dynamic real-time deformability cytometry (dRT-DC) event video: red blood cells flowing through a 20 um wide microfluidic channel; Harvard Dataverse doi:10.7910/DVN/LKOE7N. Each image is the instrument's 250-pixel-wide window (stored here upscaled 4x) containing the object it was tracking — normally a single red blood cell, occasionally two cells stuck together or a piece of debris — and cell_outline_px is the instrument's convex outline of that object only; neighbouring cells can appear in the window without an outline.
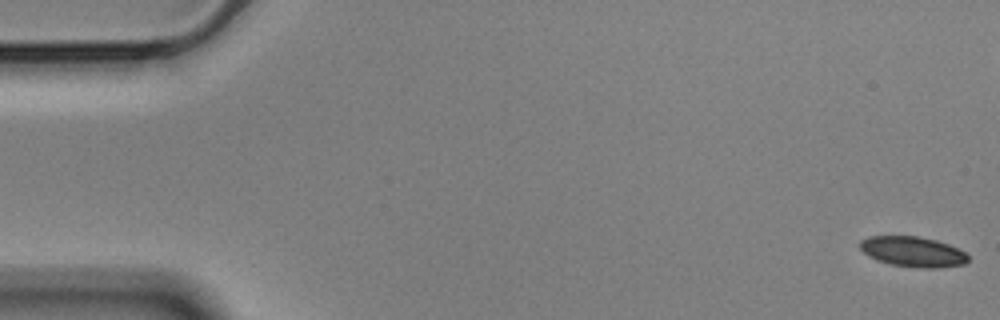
{"species": "Egyptian fruit bat (a non-hibernating species)", "species_latin": "Rousettus aegyptiacus", "temperature_condition": "cold", "stored_images_in_passage": 10, "camera_frame_rate_fps": 3000, "um_per_image_px": 0.085, "animal": {"sex": "male"}, "frame": {"image": 1, "passage_image": 1, "time_ms": 0.0, "image_size_px": [1000, 320], "cell_outline_px": [[968, 260], [964, 264], [936, 268], [924, 268], [892, 264], [880, 260], [864, 252], [860, 248], [860, 240], [868, 236], [916, 236], [936, 240], [948, 244], [964, 252], [968, 256]], "centroid_in_image_um": [77.6, 21.38], "position_along_channel_um": 7.4, "area_um2": 18.67}}